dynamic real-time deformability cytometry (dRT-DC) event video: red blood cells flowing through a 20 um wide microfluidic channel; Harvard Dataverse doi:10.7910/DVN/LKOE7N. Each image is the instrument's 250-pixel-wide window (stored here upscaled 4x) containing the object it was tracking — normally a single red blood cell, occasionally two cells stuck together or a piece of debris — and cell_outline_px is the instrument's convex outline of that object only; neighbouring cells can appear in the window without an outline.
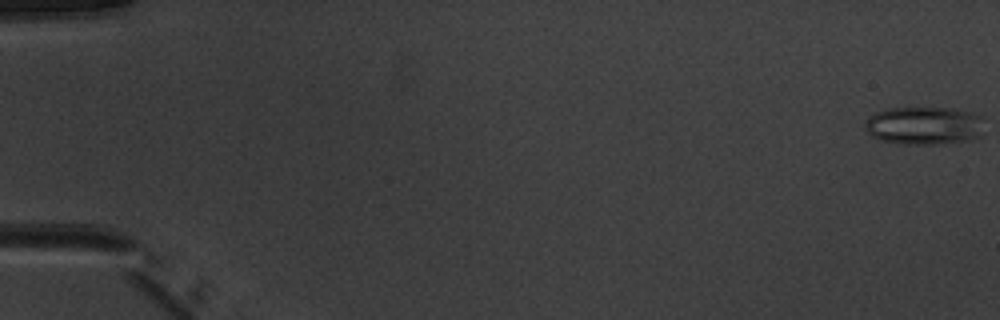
{"species": "common noctule bat (a hibernating species)", "species_latin": "Nyctalus noctula", "temperature_condition": "warm", "stored_images_in_passage": 51, "camera_frame_rate_fps": 3000, "um_per_image_px": 0.085, "animal": {"sex": "male", "body_mass_g": 20.1, "forearm_length_mm": 53.5}, "frame": {"image": 1, "passage_image": 1, "time_ms": 0.0, "image_size_px": [1000, 320], "cell_outline_px": [[980, 136], [972, 140], [936, 144], [900, 144], [880, 140], [872, 136], [868, 132], [864, 124], [876, 112], [884, 108], [956, 108], [972, 112], [980, 116]], "centroid_in_image_um": [78.53, 10.68], "position_along_channel_um": 6.5, "area_um2": 26.36}}
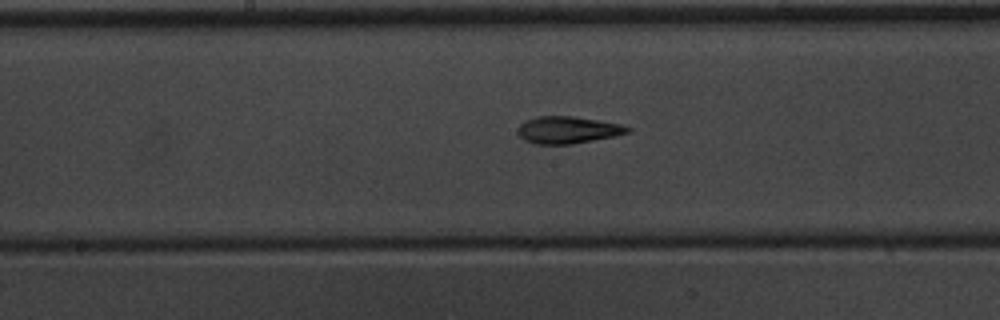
{"frame": {"image": 2, "passage_image": 28, "time_ms": 9.0, "image_size_px": [1000, 320], "cell_outline_px": [[632, 128], [628, 132], [616, 136], [572, 144], [536, 144], [524, 140], [520, 136], [516, 128], [524, 120], [536, 116], [572, 116], [620, 124]], "centroid_in_image_um": [48.22, 11.04], "position_along_channel_um": 200.0, "area_um2": 17.34}}
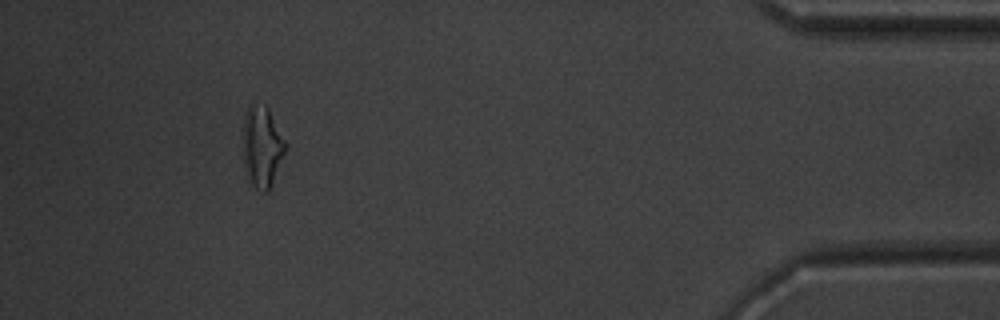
{"frame": {"image": 3, "passage_image": 48, "time_ms": 15.667, "image_size_px": [1000, 320], "cell_outline_px": [[288, 148], [272, 184], [268, 192], [264, 192], [256, 188], [252, 184], [248, 176], [244, 164], [244, 116], [248, 108], [264, 104], [268, 108], [288, 144]], "centroid_in_image_um": [22.33, 12.5], "position_along_channel_um": 412.9, "area_um2": 19.88}}